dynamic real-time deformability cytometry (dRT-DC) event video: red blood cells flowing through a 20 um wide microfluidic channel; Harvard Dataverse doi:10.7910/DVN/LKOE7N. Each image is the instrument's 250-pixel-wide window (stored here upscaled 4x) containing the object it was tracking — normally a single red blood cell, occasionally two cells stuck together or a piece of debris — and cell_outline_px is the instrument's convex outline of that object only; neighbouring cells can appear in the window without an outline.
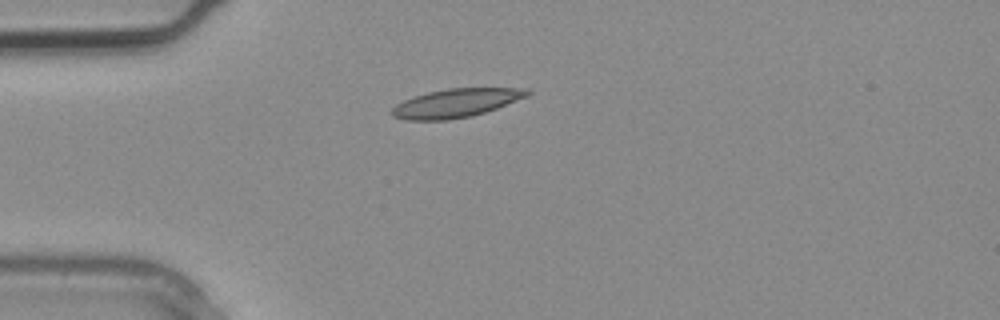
{"species": "common noctule bat (a hibernating species)", "species_latin": "Nyctalus noctula", "temperature_condition": "warm", "stored_images_in_passage": 2, "camera_frame_rate_fps": 3000, "um_per_image_px": 0.085, "animal": {"sex": "male", "body_mass_g": 20.4}, "frame": {"image": 1, "passage_image": 2, "time_ms": 0.333, "image_size_px": [1000, 320], "cell_outline_px": [[532, 92], [528, 96], [496, 108], [472, 116], [448, 120], [404, 120], [392, 116], [392, 108], [396, 104], [404, 100], [428, 92], [448, 88], [528, 88]], "centroid_in_image_um": [38.77, 8.76], "position_along_channel_um": 46.2, "area_um2": 22.48}}